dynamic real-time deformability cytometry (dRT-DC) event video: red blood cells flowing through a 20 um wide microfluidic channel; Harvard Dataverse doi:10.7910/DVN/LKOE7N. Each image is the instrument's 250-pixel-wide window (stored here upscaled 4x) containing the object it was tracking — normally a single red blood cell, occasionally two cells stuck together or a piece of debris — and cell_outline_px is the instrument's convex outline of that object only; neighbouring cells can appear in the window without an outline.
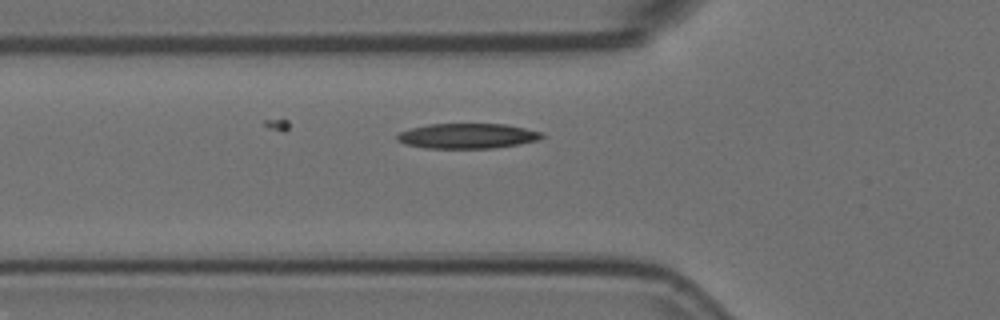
{"species": "Egyptian fruit bat (a non-hibernating species)", "species_latin": "Rousettus aegyptiacus", "temperature_condition": "room temperature", "stored_images_in_passage": 6, "camera_frame_rate_fps": 3000, "um_per_image_px": 0.085, "animal": {"sex": "female"}, "frame": {"image": 1, "passage_image": 6, "time_ms": 1.667, "image_size_px": [1000, 320], "cell_outline_px": [[544, 136], [536, 140], [516, 144], [492, 148], [424, 148], [404, 144], [396, 140], [396, 136], [400, 132], [412, 128], [428, 124], [508, 124], [544, 132]], "centroid_in_image_um": [39.71, 11.55], "position_along_channel_um": 86.1, "area_um2": 21.15}}